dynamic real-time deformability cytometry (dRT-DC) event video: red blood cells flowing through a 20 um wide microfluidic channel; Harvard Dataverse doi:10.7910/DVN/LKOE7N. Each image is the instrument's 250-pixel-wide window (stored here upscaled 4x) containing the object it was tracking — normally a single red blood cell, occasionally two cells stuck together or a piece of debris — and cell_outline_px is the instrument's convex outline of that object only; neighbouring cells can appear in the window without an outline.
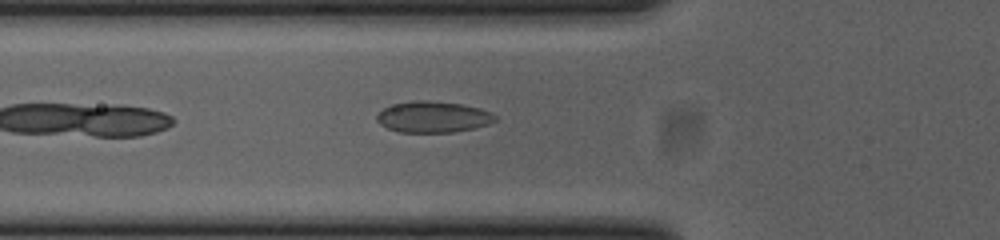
{"species": "common noctule bat (a hibernating species)", "species_latin": "Nyctalus noctula", "temperature_condition": "cold", "stored_images_in_passage": 9, "camera_frame_rate_fps": 3000, "um_per_image_px": 0.085, "animal": {"sex": "female", "body_mass_g": 23.0, "forearm_length_mm": 53.4}, "frame": {"image": 1, "passage_image": 2, "time_ms": 0.333, "image_size_px": [1000, 240], "cell_outline_px": [[496, 120], [488, 124], [456, 132], [400, 132], [388, 128], [380, 124], [376, 120], [376, 116], [384, 108], [396, 104], [412, 100], [428, 100], [464, 104], [480, 108], [492, 112], [496, 116]], "centroid_in_image_um": [36.83, 9.93], "position_along_channel_um": 89.0, "area_um2": 21.5}}